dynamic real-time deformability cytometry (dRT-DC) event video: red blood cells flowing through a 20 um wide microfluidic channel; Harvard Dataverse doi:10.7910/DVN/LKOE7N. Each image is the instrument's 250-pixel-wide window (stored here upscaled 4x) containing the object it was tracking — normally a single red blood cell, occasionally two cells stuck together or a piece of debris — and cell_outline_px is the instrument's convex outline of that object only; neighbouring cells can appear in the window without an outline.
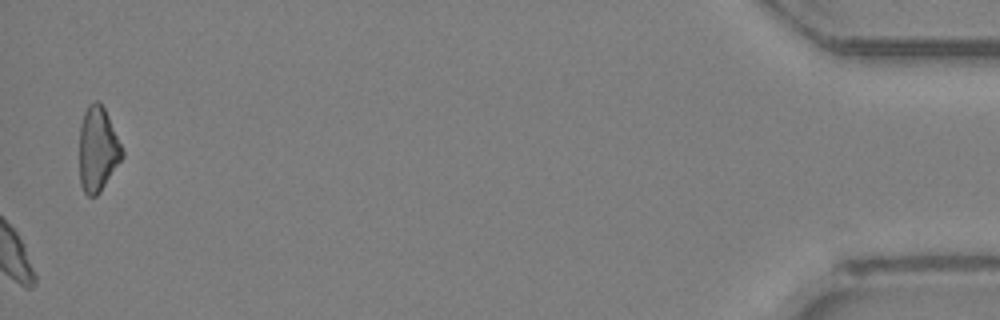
{"species": "Egyptian fruit bat (a non-hibernating species)", "species_latin": "Rousettus aegyptiacus", "temperature_condition": "room temperature", "stored_images_in_passage": 34, "camera_frame_rate_fps": 3000, "um_per_image_px": 0.085, "animal": {"sex": "female"}, "frame": {"image": 1, "passage_image": 34, "time_ms": 11.0, "image_size_px": [1000, 320], "cell_outline_px": [[124, 156], [100, 192], [96, 196], [88, 196], [84, 192], [80, 184], [80, 124], [84, 112], [88, 104], [96, 100], [104, 108], [108, 116], [124, 152]], "centroid_in_image_um": [8.3, 12.7], "position_along_channel_um": 426.9, "area_um2": 20.98}}